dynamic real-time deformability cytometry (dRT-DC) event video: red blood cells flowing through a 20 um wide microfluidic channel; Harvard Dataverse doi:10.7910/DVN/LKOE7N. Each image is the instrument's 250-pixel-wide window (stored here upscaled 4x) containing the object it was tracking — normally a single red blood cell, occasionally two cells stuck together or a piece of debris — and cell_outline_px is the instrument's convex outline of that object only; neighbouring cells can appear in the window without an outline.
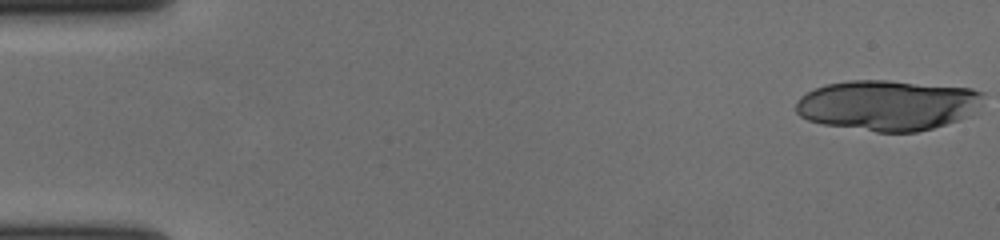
{"species": "human", "species_latin": "Homo sapiens", "temperature_condition": "cold", "stored_images_in_passage": 19, "camera_frame_rate_fps": 3000, "um_per_image_px": 0.085, "donor": {"sex": "female"}, "frame": {"image": 1, "passage_image": 1, "time_ms": 0.0, "image_size_px": [1000, 240], "cell_outline_px": [[984, 92], [980, 104], [976, 112], [972, 116], [960, 120], [932, 128], [916, 132], [876, 132], [824, 124], [808, 120], [800, 116], [796, 112], [796, 100], [800, 96], [824, 84], [848, 80], [888, 80], [972, 88]], "centroid_in_image_um": [75.48, 8.94], "position_along_channel_um": 9.5, "area_um2": 55.49}}